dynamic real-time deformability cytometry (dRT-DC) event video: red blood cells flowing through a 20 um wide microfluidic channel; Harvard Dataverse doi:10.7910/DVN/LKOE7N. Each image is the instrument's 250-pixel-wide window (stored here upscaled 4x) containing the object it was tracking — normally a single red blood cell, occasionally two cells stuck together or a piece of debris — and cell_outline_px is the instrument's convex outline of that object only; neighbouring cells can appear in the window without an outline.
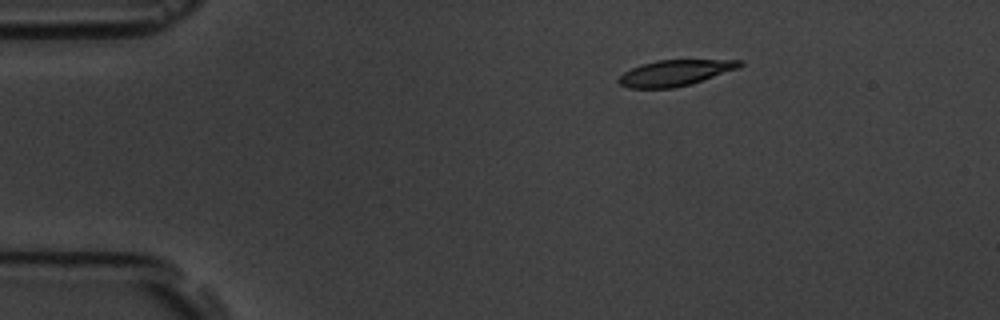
{"species": "common noctule bat (a hibernating species)", "species_latin": "Nyctalus noctula", "temperature_condition": "room temperature", "stored_images_in_passage": 3, "camera_frame_rate_fps": 3000, "um_per_image_px": 0.085, "animal": {"sex": "male", "body_mass_g": 19.5, "forearm_length_mm": 54.6}, "frame": {"image": 1, "passage_image": 1, "time_ms": 0.0, "image_size_px": [1000, 320], "cell_outline_px": [[744, 64], [740, 68], [688, 84], [672, 88], [628, 88], [620, 84], [616, 80], [624, 72], [640, 64], [656, 60], [744, 60]], "centroid_in_image_um": [57.37, 6.18], "position_along_channel_um": 27.6, "area_um2": 18.15}}